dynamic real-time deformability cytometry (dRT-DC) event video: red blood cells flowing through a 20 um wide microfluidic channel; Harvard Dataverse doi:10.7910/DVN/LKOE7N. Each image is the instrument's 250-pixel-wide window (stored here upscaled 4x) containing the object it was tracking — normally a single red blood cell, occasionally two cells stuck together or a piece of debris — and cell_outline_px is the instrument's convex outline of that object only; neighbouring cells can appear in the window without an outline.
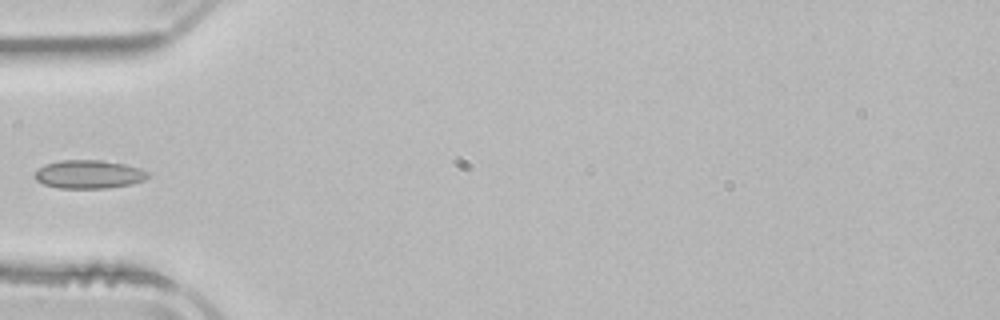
{"species": "common noctule bat (a hibernating species)", "species_latin": "Nyctalus noctula", "temperature_condition": "room temperature", "stored_images_in_passage": 6, "camera_frame_rate_fps": 3000, "um_per_image_px": 0.085, "animal": {"sex": "male", "body_mass_g": 21.5, "forearm_length_mm": 52.0}, "frame": {"image": 1, "passage_image": 5, "time_ms": 5.333, "image_size_px": [1000, 320], "cell_outline_px": [[152, 172], [144, 180], [132, 184], [108, 188], [60, 188], [44, 184], [36, 180], [32, 176], [44, 164], [60, 160], [104, 160], [124, 164], [140, 168]], "centroid_in_image_um": [7.57, 14.81], "position_along_channel_um": 77.4, "area_um2": 18.9}}
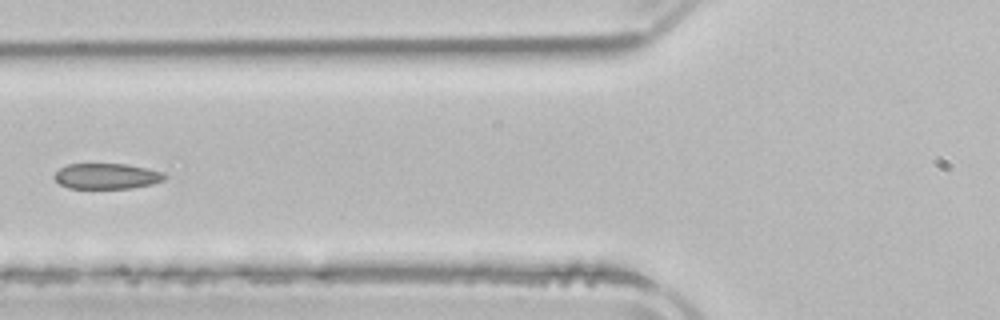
{"frame": {"image": 2, "passage_image": 6, "time_ms": 6.333, "image_size_px": [1000, 320], "cell_outline_px": [[168, 176], [164, 180], [152, 184], [132, 188], [68, 188], [60, 184], [52, 176], [60, 168], [68, 164], [128, 164], [148, 168], [164, 172]], "centroid_in_image_um": [9.1, 14.97], "position_along_channel_um": 116.7, "area_um2": 16.59}}